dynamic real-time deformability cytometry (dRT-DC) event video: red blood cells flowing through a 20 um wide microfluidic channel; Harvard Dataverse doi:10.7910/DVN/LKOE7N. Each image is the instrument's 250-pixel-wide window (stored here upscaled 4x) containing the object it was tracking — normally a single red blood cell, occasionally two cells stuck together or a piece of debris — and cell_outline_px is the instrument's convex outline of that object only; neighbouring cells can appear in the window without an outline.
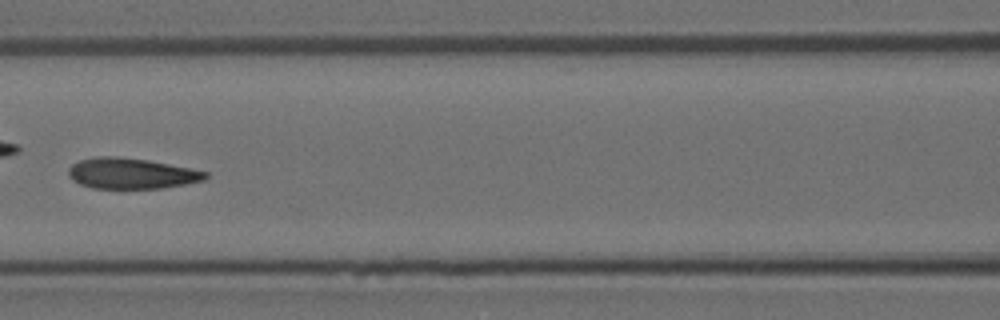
{"species": "Egyptian fruit bat (a non-hibernating species)", "species_latin": "Rousettus aegyptiacus", "temperature_condition": "room temperature", "stored_images_in_passage": 11, "camera_frame_rate_fps": 3000, "um_per_image_px": 0.085, "animal": {"sex": "female"}, "frame": {"image": 1, "passage_image": 7, "time_ms": 2.0, "image_size_px": [1000, 320], "cell_outline_px": [[208, 176], [204, 180], [164, 188], [92, 188], [80, 184], [72, 180], [68, 176], [68, 168], [72, 164], [80, 160], [96, 156], [116, 156], [148, 160], [208, 172]], "centroid_in_image_um": [11.12, 14.74], "position_along_channel_um": 155.5, "area_um2": 24.45}}
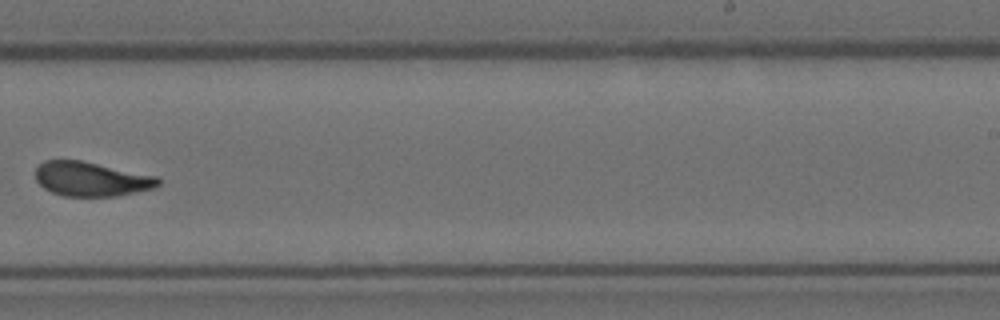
{"frame": {"image": 2, "passage_image": 10, "time_ms": 3.0, "image_size_px": [1000, 320], "cell_outline_px": [[160, 184], [152, 188], [136, 192], [116, 196], [64, 196], [52, 192], [44, 188], [36, 180], [36, 168], [44, 160], [80, 160], [156, 176], [160, 180]], "centroid_in_image_um": [7.73, 15.22], "position_along_channel_um": 281.3, "area_um2": 24.33}}
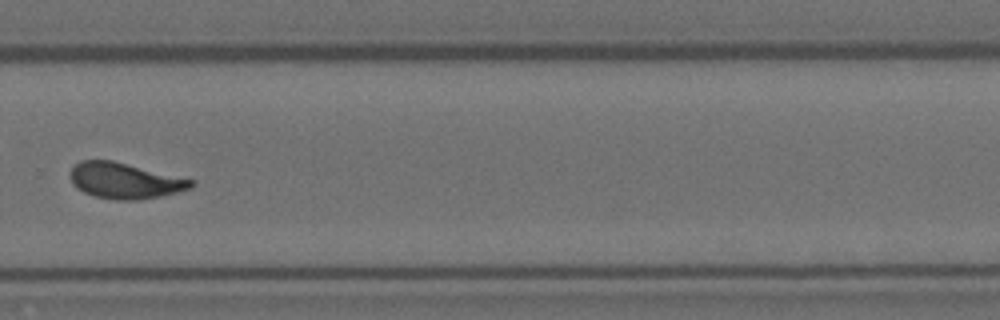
{"frame": {"image": 3, "passage_image": 11, "time_ms": 3.333, "image_size_px": [1000, 320], "cell_outline_px": [[196, 184], [192, 188], [160, 196], [132, 200], [116, 200], [96, 196], [84, 192], [76, 188], [72, 184], [72, 168], [80, 160], [112, 160], [196, 180]], "centroid_in_image_um": [10.65, 15.35], "position_along_channel_um": 319.1, "area_um2": 25.09}}